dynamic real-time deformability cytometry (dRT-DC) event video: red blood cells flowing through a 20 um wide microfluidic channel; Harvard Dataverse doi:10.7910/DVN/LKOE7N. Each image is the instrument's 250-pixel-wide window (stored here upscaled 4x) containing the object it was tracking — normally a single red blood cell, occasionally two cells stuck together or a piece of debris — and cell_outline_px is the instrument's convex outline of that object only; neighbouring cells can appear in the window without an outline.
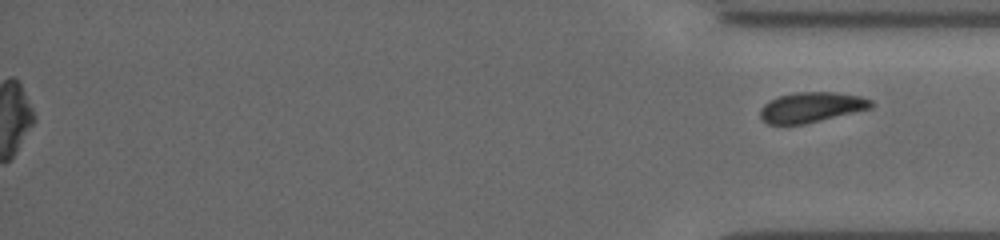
{"species": "common noctule bat (a hibernating species)", "species_latin": "Nyctalus noctula", "temperature_condition": "cold", "stored_images_in_passage": 45, "segment_of_instrument_passage": [2, 2], "camera_frame_rate_fps": 3000, "um_per_image_px": 0.085, "animal": {"sex": "female", "body_mass_g": 19.5, "forearm_length_mm": 54.1}, "frame": {"image": 1, "passage_image": 45, "time_ms": 14.667, "image_size_px": [1000, 240], "cell_outline_px": [[872, 108], [804, 124], [768, 124], [760, 116], [760, 108], [764, 104], [780, 96], [796, 92], [832, 92], [860, 96], [872, 100]], "centroid_in_image_um": [68.97, 9.12], "position_along_channel_um": 366.2, "area_um2": 19.25}}